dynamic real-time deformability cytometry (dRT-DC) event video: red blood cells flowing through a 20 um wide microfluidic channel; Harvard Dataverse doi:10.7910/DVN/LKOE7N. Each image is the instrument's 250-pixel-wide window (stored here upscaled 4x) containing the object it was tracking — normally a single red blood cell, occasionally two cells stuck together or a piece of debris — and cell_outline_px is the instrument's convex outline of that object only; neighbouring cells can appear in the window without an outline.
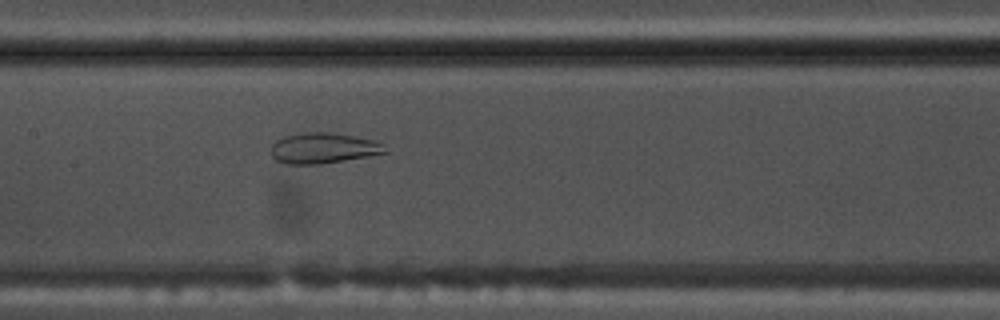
{"species": "common noctule bat (a hibernating species)", "species_latin": "Nyctalus noctula", "temperature_condition": "warm", "stored_images_in_passage": 43, "camera_frame_rate_fps": 3000, "um_per_image_px": 0.085, "animal": {"sex": "male", "body_mass_g": 17.5, "forearm_length_mm": 52.3}, "frame": {"image": 1, "passage_image": 15, "time_ms": 4.667, "image_size_px": [1000, 320], "cell_outline_px": [[388, 152], [368, 156], [320, 164], [284, 164], [276, 160], [272, 156], [272, 144], [276, 140], [284, 136], [304, 132], [332, 132], [372, 140], [384, 144]], "centroid_in_image_um": [27.46, 12.59], "position_along_channel_um": 179.9, "area_um2": 20.29}}
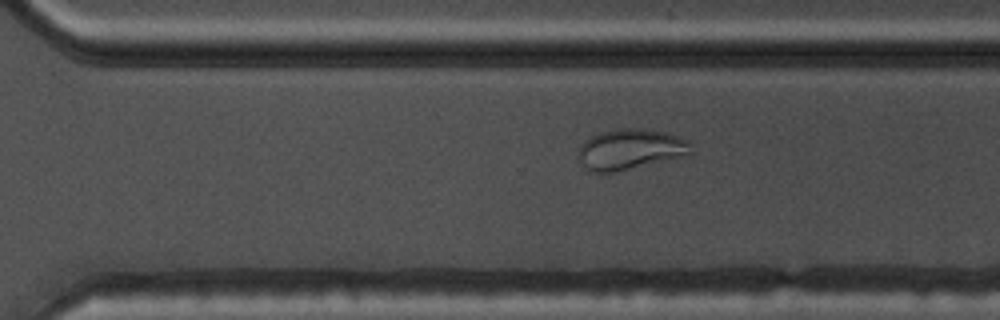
{"frame": {"image": 2, "passage_image": 26, "time_ms": 8.333, "image_size_px": [1000, 320], "cell_outline_px": [[692, 152], [616, 172], [592, 172], [580, 160], [580, 144], [584, 140], [600, 132], [620, 128], [640, 128], [668, 132], [688, 140]], "centroid_in_image_um": [53.54, 12.65], "position_along_channel_um": 317.1, "area_um2": 25.89}}
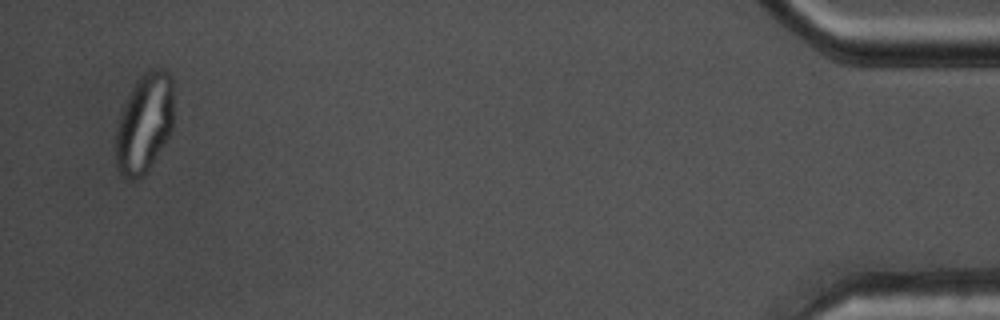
{"frame": {"image": 3, "passage_image": 41, "time_ms": 13.333, "image_size_px": [1000, 320], "cell_outline_px": [[172, 128], [168, 136], [144, 176], [136, 180], [128, 180], [116, 168], [116, 132], [120, 112], [136, 80], [144, 72], [152, 68], [160, 68], [168, 72], [172, 76]], "centroid_in_image_um": [12.25, 10.47], "position_along_channel_um": 422.9, "area_um2": 33.47}}